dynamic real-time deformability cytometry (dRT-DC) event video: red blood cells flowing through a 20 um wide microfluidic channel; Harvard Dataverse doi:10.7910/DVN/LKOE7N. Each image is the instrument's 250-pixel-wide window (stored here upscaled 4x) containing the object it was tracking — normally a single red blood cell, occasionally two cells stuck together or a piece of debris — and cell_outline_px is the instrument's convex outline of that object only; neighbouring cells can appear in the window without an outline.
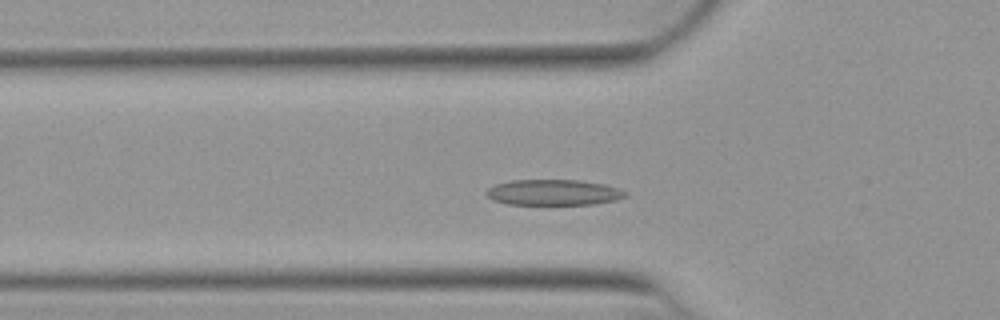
{"species": "Egyptian fruit bat (a non-hibernating species)", "species_latin": "Rousettus aegyptiacus", "temperature_condition": "warm", "stored_images_in_passage": 46, "camera_frame_rate_fps": 3000, "um_per_image_px": 0.085, "animal": {"sex": "female"}, "frame": {"image": 1, "passage_image": 11, "time_ms": 3.333, "image_size_px": [1000, 320], "cell_outline_px": [[628, 196], [616, 200], [592, 204], [508, 204], [492, 200], [484, 192], [488, 188], [496, 184], [508, 180], [580, 180], [604, 184], [620, 188], [628, 192]], "centroid_in_image_um": [47.07, 16.35], "position_along_channel_um": 78.7, "area_um2": 20.98}}
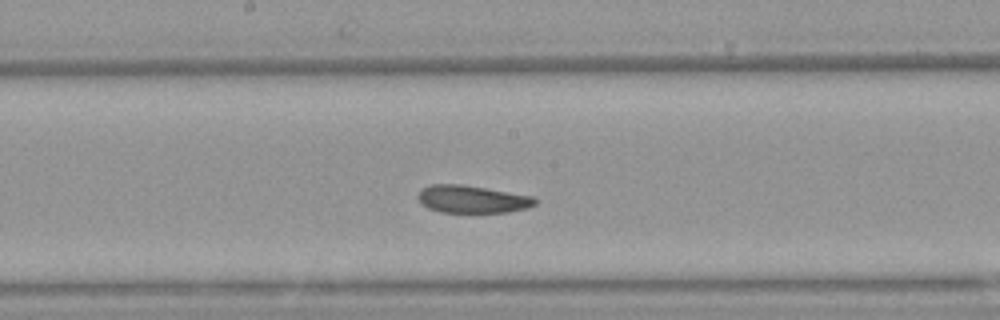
{"frame": {"image": 2, "passage_image": 21, "time_ms": 6.667, "image_size_px": [1000, 320], "cell_outline_px": [[536, 204], [528, 208], [508, 212], [440, 212], [428, 208], [416, 196], [420, 188], [432, 184], [460, 184], [532, 196], [536, 200]], "centroid_in_image_um": [40.1, 16.93], "position_along_channel_um": 208.1, "area_um2": 18.67}}
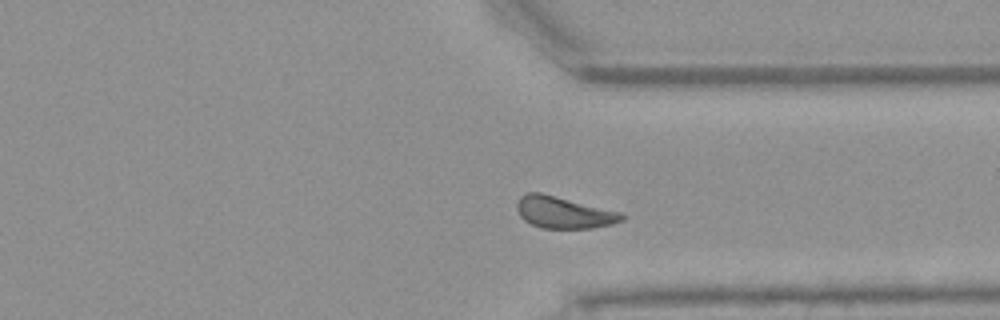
{"frame": {"image": 3, "passage_image": 33, "time_ms": 10.667, "image_size_px": [1000, 320], "cell_outline_px": [[628, 216], [624, 220], [612, 224], [592, 228], [540, 228], [524, 220], [520, 216], [516, 208], [516, 204], [520, 196], [528, 192], [540, 192], [624, 212]], "centroid_in_image_um": [47.97, 18.05], "position_along_channel_um": 363.4, "area_um2": 19.77}, "authors_computed_cell_mechanics": {"area_um2": 19.6809, "velocity_mm_per_s": 3.8775, "shape_relaxation_time_tau1_ms": 4.2897, "shape_relaxation_time_tau2_ms": 3.4111, "deformation_change_tau1": 0.1209, "deformation_change_tau2": 0.0932}}